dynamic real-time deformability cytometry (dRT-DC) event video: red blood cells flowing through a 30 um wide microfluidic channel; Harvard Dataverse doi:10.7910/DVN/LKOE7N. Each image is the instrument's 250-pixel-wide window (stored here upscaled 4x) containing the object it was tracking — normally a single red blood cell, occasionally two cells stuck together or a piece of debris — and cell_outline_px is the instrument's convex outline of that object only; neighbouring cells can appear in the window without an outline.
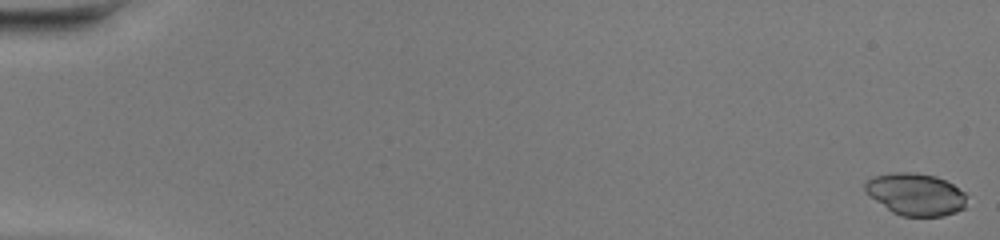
{"species": "common noctule bat (a hibernating species)", "species_latin": "Nyctalus noctula", "temperature_condition": "warm", "stored_images_in_passage": 50, "camera_frame_rate_fps": 3000, "um_per_image_px": 0.085, "animal": {"sex": "female", "body_mass_g": 20.0, "forearm_length_mm": 54.0}, "frame": {"image": 1, "passage_image": 1, "time_ms": 0.0, "image_size_px": [1000, 240], "cell_outline_px": [[968, 196], [964, 208], [956, 212], [944, 216], [900, 216], [892, 212], [876, 200], [864, 188], [864, 184], [872, 176], [892, 172], [916, 172], [936, 176], [952, 184], [964, 192]], "centroid_in_image_um": [77.86, 16.51], "position_along_channel_um": 7.1, "area_um2": 24.97}}
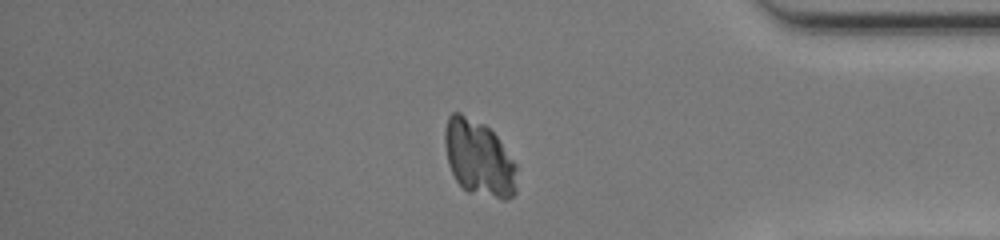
{"frame": {"image": 2, "passage_image": 42, "time_ms": 13.667, "image_size_px": [1000, 240], "cell_outline_px": [[516, 192], [508, 200], [500, 200], [468, 192], [456, 180], [448, 164], [444, 144], [444, 128], [448, 116], [452, 112], [460, 112], [484, 124], [496, 136], [516, 164]], "centroid_in_image_um": [40.69, 13.46], "position_along_channel_um": 394.5, "area_um2": 32.02}}
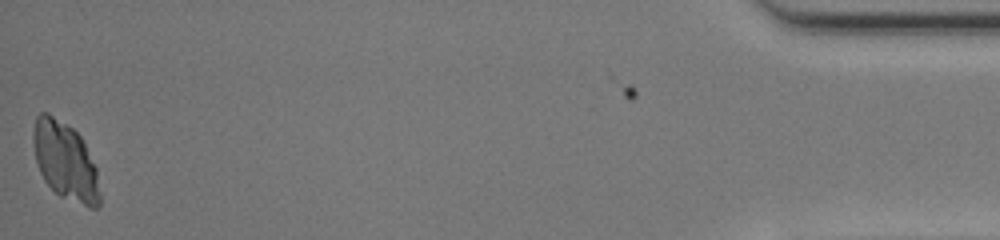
{"frame": {"image": 3, "passage_image": 49, "time_ms": 16.0, "image_size_px": [1000, 240], "cell_outline_px": [[100, 204], [96, 208], [88, 208], [60, 196], [44, 180], [40, 172], [36, 160], [32, 140], [32, 132], [36, 116], [40, 112], [48, 112], [72, 128], [80, 136], [96, 168], [100, 196]], "centroid_in_image_um": [5.53, 13.69], "position_along_channel_um": 429.7, "area_um2": 30.17}}